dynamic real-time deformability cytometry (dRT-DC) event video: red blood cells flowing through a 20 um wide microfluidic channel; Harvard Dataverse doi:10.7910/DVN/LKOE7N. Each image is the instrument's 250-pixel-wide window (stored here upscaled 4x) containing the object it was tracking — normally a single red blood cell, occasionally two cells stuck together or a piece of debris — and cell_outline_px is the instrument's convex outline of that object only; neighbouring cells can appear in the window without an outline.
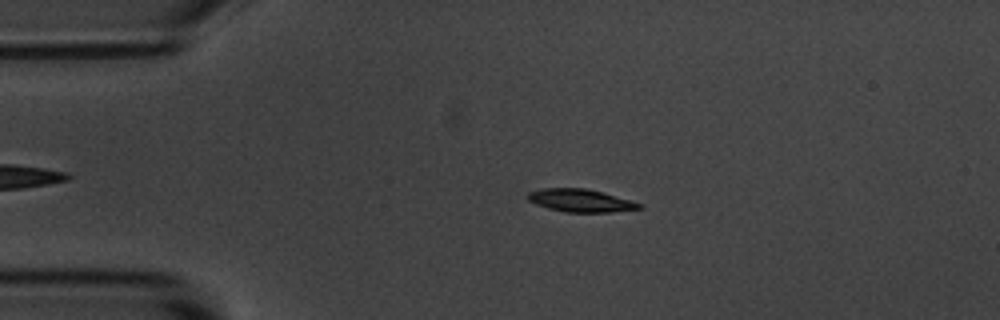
{"species": "common noctule bat (a hibernating species)", "species_latin": "Nyctalus noctula", "temperature_condition": "room temperature", "stored_images_in_passage": 3, "camera_frame_rate_fps": 3000, "um_per_image_px": 0.085, "animal": {"sex": "male", "body_mass_g": 20.1, "forearm_length_mm": 53.5}, "frame": {"image": 1, "passage_image": 2, "time_ms": 1.0, "image_size_px": [1000, 320], "cell_outline_px": [[644, 208], [608, 212], [564, 212], [548, 208], [536, 204], [528, 200], [524, 196], [528, 192], [540, 188], [584, 188], [632, 200], [640, 204]], "centroid_in_image_um": [49.28, 17.04], "position_along_channel_um": 35.7, "area_um2": 14.8}}